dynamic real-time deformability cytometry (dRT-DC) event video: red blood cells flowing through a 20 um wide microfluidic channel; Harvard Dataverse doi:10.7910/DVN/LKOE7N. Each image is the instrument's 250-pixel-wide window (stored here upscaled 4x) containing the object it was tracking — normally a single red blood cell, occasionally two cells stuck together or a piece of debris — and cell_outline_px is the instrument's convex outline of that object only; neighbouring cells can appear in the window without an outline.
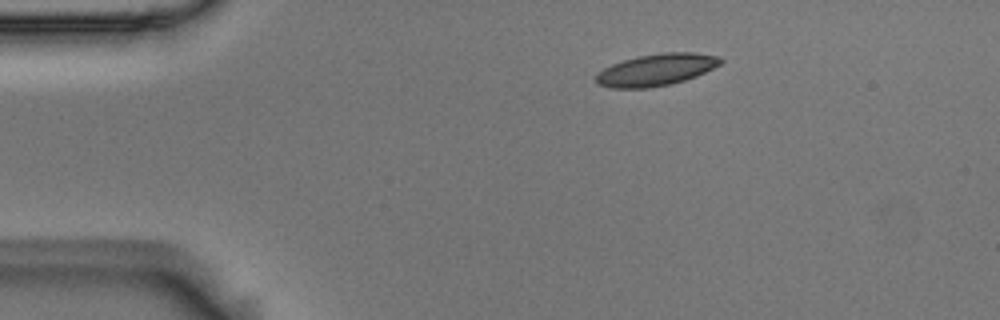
{"species": "Egyptian fruit bat (a non-hibernating species)", "species_latin": "Rousettus aegyptiacus", "temperature_condition": "room temperature", "stored_images_in_passage": 47, "camera_frame_rate_fps": 3000, "um_per_image_px": 0.085, "animal": {"sex": "male"}, "frame": {"image": 1, "passage_image": 2, "time_ms": 0.333, "image_size_px": [1000, 320], "cell_outline_px": [[724, 60], [720, 64], [696, 76], [672, 84], [648, 88], [612, 88], [596, 84], [596, 76], [604, 68], [612, 64], [636, 56], [664, 52], [696, 52], [720, 56]], "centroid_in_image_um": [55.8, 5.92], "position_along_channel_um": 29.2, "area_um2": 23.18}}
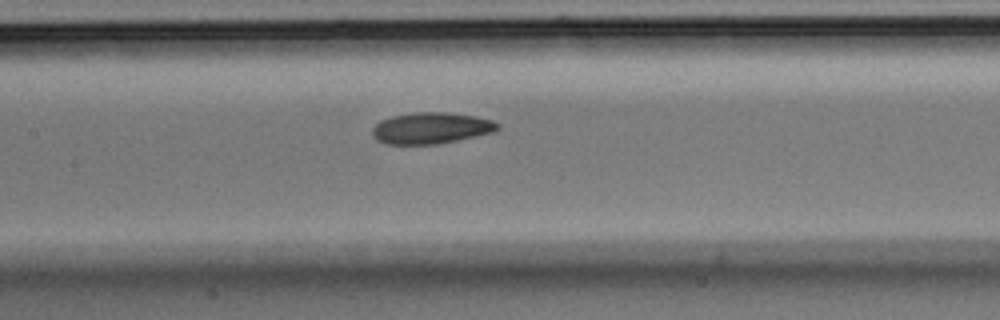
{"frame": {"image": 2, "passage_image": 18, "time_ms": 5.667, "image_size_px": [1000, 320], "cell_outline_px": [[500, 128], [492, 132], [456, 140], [436, 144], [388, 144], [376, 140], [372, 136], [372, 128], [380, 120], [392, 116], [412, 112], [444, 112], [476, 116], [492, 120], [500, 124]], "centroid_in_image_um": [36.61, 10.88], "position_along_channel_um": 170.8, "area_um2": 22.83}}
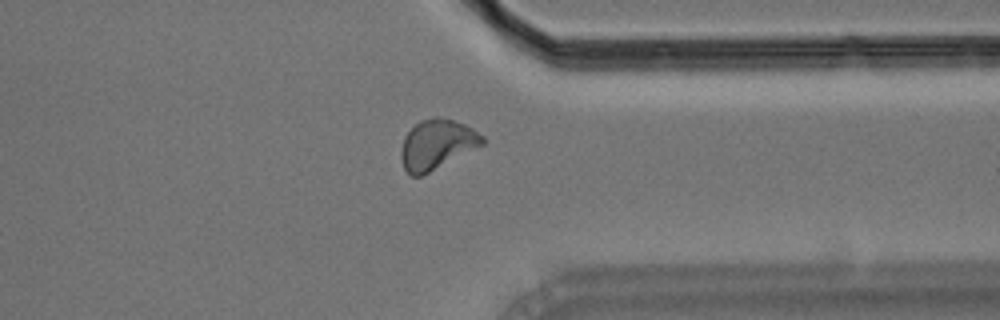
{"frame": {"image": 3, "passage_image": 35, "time_ms": 11.333, "image_size_px": [1000, 320], "cell_outline_px": [[484, 144], [420, 176], [412, 176], [404, 168], [400, 160], [400, 152], [404, 136], [420, 120], [432, 116], [436, 116], [452, 120], [464, 124], [472, 128], [484, 136]], "centroid_in_image_um": [37.11, 12.25], "position_along_channel_um": 374.3, "area_um2": 23.35}, "authors_computed_cell_mechanics": {"area_um2": 22.7154, "velocity_mm_per_s": 3.654, "shape_relaxation_time_tau1_ms": 7.253, "shape_relaxation_time_tau2_ms": 2.3393, "deformation_change_tau1": 0.1469, "deformation_change_tau2": 0.0716}}